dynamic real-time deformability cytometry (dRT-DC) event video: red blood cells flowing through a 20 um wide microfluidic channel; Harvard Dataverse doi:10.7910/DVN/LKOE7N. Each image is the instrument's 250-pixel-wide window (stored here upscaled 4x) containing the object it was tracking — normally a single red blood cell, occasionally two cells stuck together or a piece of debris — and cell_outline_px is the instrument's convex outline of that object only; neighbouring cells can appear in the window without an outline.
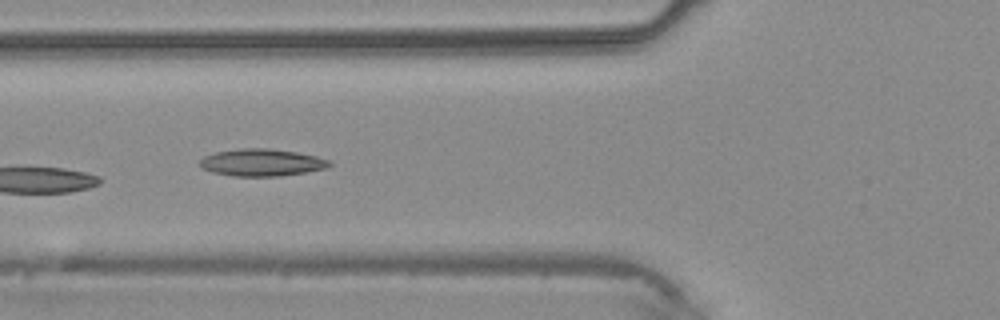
{"species": "common noctule bat (a hibernating species)", "species_latin": "Nyctalus noctula", "temperature_condition": "warm", "stored_images_in_passage": 5, "camera_frame_rate_fps": 3000, "um_per_image_px": 0.085, "animal": {"sex": "male", "body_mass_g": 20.4}, "frame": {"image": 1, "passage_image": 4, "time_ms": 3.667, "image_size_px": [1000, 320], "cell_outline_px": [[332, 164], [324, 168], [304, 172], [280, 176], [232, 176], [212, 172], [204, 168], [200, 164], [200, 160], [204, 156], [216, 152], [240, 148], [268, 148], [296, 152], [316, 156], [328, 160]], "centroid_in_image_um": [22.22, 13.81], "position_along_channel_um": 103.6, "area_um2": 20.29}}
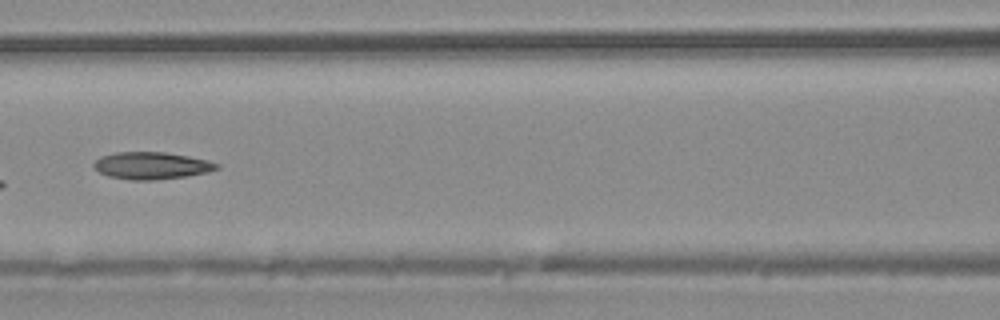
{"frame": {"image": 2, "passage_image": 5, "time_ms": 4.667, "image_size_px": [1000, 320], "cell_outline_px": [[220, 168], [208, 172], [188, 176], [152, 180], [128, 180], [108, 176], [100, 172], [92, 164], [100, 156], [116, 152], [164, 152], [188, 156], [208, 160], [220, 164]], "centroid_in_image_um": [12.9, 14.08], "position_along_channel_um": 153.7, "area_um2": 19.54}}